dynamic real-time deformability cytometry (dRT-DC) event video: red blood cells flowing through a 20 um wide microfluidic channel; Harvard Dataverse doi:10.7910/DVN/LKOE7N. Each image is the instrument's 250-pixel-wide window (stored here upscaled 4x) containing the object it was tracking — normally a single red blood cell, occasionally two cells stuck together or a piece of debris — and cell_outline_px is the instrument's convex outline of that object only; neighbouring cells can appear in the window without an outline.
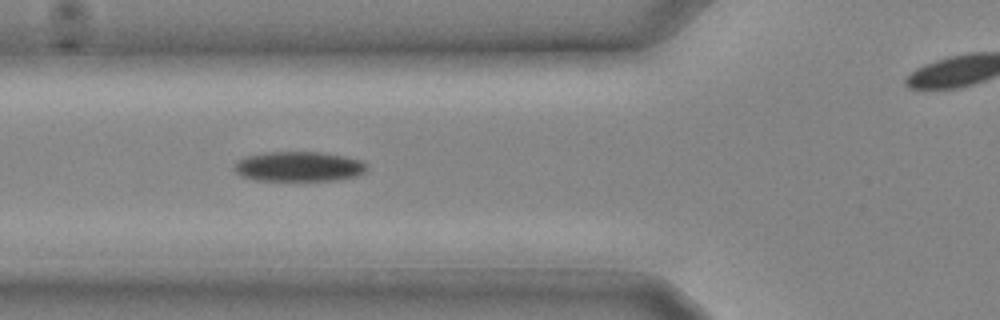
{"species": "common noctule bat (a hibernating species)", "species_latin": "Nyctalus noctula", "temperature_condition": "cold", "stored_images_in_passage": 13, "camera_frame_rate_fps": 3000, "um_per_image_px": 0.085, "animal": {"sex": "male", "body_mass_g": 20.4}, "frame": {"image": 1, "passage_image": 8, "time_ms": 2.333, "image_size_px": [1000, 320], "cell_outline_px": [[368, 168], [364, 172], [356, 176], [336, 180], [256, 180], [240, 176], [232, 168], [240, 160], [248, 156], [268, 152], [316, 152], [344, 156], [360, 160], [368, 164]], "centroid_in_image_um": [25.42, 14.16], "position_along_channel_um": 100.4, "area_um2": 22.89}}
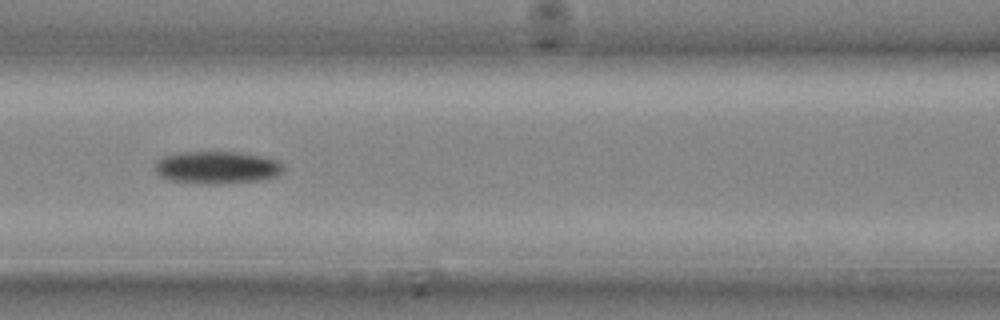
{"frame": {"image": 2, "passage_image": 10, "time_ms": 3.0, "image_size_px": [1000, 320], "cell_outline_px": [[284, 172], [276, 176], [264, 180], [216, 184], [204, 184], [172, 180], [160, 176], [156, 172], [156, 164], [164, 156], [180, 152], [240, 152], [260, 156], [276, 160], [284, 164]], "centroid_in_image_um": [18.51, 14.24], "position_along_channel_um": 148.1, "area_um2": 24.28}}
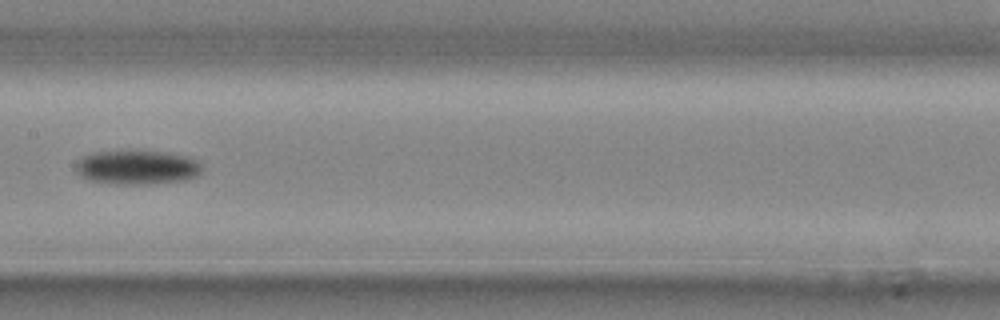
{"frame": {"image": 3, "passage_image": 12, "time_ms": 3.667, "image_size_px": [1000, 320], "cell_outline_px": [[200, 172], [196, 176], [184, 180], [148, 184], [116, 184], [92, 180], [80, 176], [76, 172], [76, 160], [92, 152], [128, 148], [168, 152], [188, 156], [196, 160], [200, 164]], "centroid_in_image_um": [11.61, 14.17], "position_along_channel_um": 195.8, "area_um2": 25.89}}